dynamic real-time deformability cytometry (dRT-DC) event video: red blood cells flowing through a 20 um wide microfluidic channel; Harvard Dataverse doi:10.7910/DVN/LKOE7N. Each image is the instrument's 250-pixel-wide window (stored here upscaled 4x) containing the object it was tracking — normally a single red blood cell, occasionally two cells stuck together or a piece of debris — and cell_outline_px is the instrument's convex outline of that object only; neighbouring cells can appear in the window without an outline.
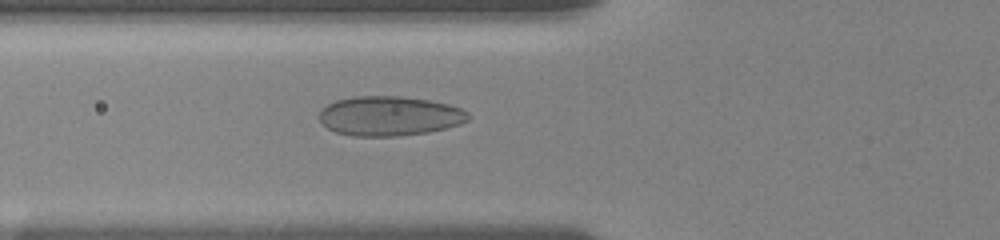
{"species": "human", "species_latin": "Homo sapiens", "temperature_condition": "room temperature", "stored_images_in_passage": 67, "camera_frame_rate_fps": 3000, "um_per_image_px": 0.085, "donor": {"sex": "female"}, "frame": {"image": 1, "passage_image": 5, "time_ms": 0.667, "image_size_px": [1000, 240], "cell_outline_px": [[472, 116], [468, 120], [460, 124], [428, 132], [396, 136], [356, 136], [336, 132], [328, 128], [320, 120], [320, 112], [328, 104], [336, 100], [356, 96], [400, 96], [428, 100], [448, 104], [460, 108], [468, 112]], "centroid_in_image_um": [33.13, 9.85], "position_along_channel_um": 92.7, "area_um2": 34.16}}
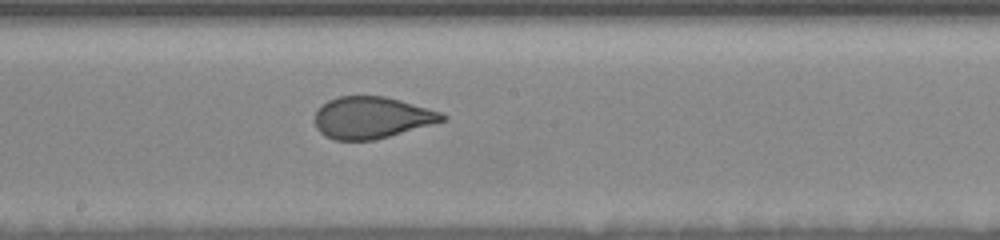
{"frame": {"image": 2, "passage_image": 21, "time_ms": 4.0, "image_size_px": [1000, 240], "cell_outline_px": [[448, 120], [388, 136], [372, 140], [336, 140], [324, 136], [316, 128], [316, 112], [328, 100], [340, 96], [384, 96], [400, 100], [428, 108], [440, 112], [448, 116]], "centroid_in_image_um": [31.62, 10.0], "position_along_channel_um": 216.6, "area_um2": 30.75}}
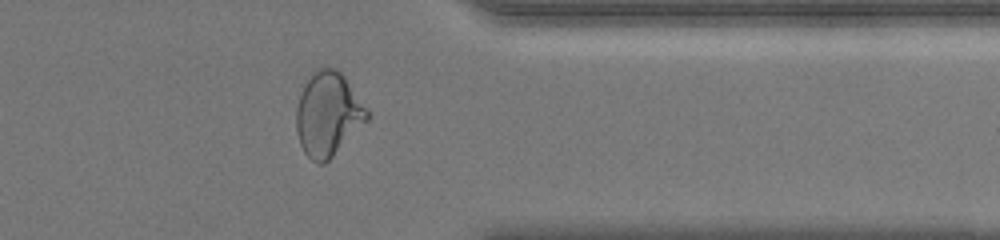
{"frame": {"image": 3, "passage_image": 47, "time_ms": 8.667, "image_size_px": [1000, 240], "cell_outline_px": [[368, 120], [324, 164], [316, 164], [304, 152], [300, 144], [296, 132], [296, 108], [304, 84], [312, 72], [320, 68], [336, 68], [344, 76], [368, 112]], "centroid_in_image_um": [27.84, 9.72], "position_along_channel_um": 383.6, "area_um2": 34.16}, "authors_computed_cell_mechanics": {"area_um2": 32.4836, "velocity_mm_per_s": 3.696, "shape_relaxation_time_tau1_ms": 7.9269, "shape_relaxation_time_tau2_ms": null, "deformation_change_tau1": 0.1898, "deformation_change_tau2": null}}